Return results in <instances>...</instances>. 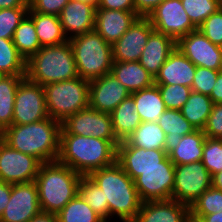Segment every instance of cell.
<instances>
[{
	"mask_svg": "<svg viewBox=\"0 0 222 222\" xmlns=\"http://www.w3.org/2000/svg\"><path fill=\"white\" fill-rule=\"evenodd\" d=\"M147 18L154 30L168 35L176 42L197 30L185 12L181 0H164Z\"/></svg>",
	"mask_w": 222,
	"mask_h": 222,
	"instance_id": "cell-11",
	"label": "cell"
},
{
	"mask_svg": "<svg viewBox=\"0 0 222 222\" xmlns=\"http://www.w3.org/2000/svg\"><path fill=\"white\" fill-rule=\"evenodd\" d=\"M48 117L43 86L24 77L15 94L12 124L25 125Z\"/></svg>",
	"mask_w": 222,
	"mask_h": 222,
	"instance_id": "cell-8",
	"label": "cell"
},
{
	"mask_svg": "<svg viewBox=\"0 0 222 222\" xmlns=\"http://www.w3.org/2000/svg\"><path fill=\"white\" fill-rule=\"evenodd\" d=\"M203 132L208 138L222 139V103L213 104Z\"/></svg>",
	"mask_w": 222,
	"mask_h": 222,
	"instance_id": "cell-44",
	"label": "cell"
},
{
	"mask_svg": "<svg viewBox=\"0 0 222 222\" xmlns=\"http://www.w3.org/2000/svg\"><path fill=\"white\" fill-rule=\"evenodd\" d=\"M185 222H206L203 218L193 215L191 212L187 215Z\"/></svg>",
	"mask_w": 222,
	"mask_h": 222,
	"instance_id": "cell-54",
	"label": "cell"
},
{
	"mask_svg": "<svg viewBox=\"0 0 222 222\" xmlns=\"http://www.w3.org/2000/svg\"><path fill=\"white\" fill-rule=\"evenodd\" d=\"M41 212L35 181L12 184L10 200L0 222H29Z\"/></svg>",
	"mask_w": 222,
	"mask_h": 222,
	"instance_id": "cell-14",
	"label": "cell"
},
{
	"mask_svg": "<svg viewBox=\"0 0 222 222\" xmlns=\"http://www.w3.org/2000/svg\"><path fill=\"white\" fill-rule=\"evenodd\" d=\"M29 7L28 0H0V9Z\"/></svg>",
	"mask_w": 222,
	"mask_h": 222,
	"instance_id": "cell-50",
	"label": "cell"
},
{
	"mask_svg": "<svg viewBox=\"0 0 222 222\" xmlns=\"http://www.w3.org/2000/svg\"><path fill=\"white\" fill-rule=\"evenodd\" d=\"M175 48L176 41L173 38L153 30L138 61L155 78Z\"/></svg>",
	"mask_w": 222,
	"mask_h": 222,
	"instance_id": "cell-23",
	"label": "cell"
},
{
	"mask_svg": "<svg viewBox=\"0 0 222 222\" xmlns=\"http://www.w3.org/2000/svg\"><path fill=\"white\" fill-rule=\"evenodd\" d=\"M0 72L3 75H26V61L12 39L0 38Z\"/></svg>",
	"mask_w": 222,
	"mask_h": 222,
	"instance_id": "cell-35",
	"label": "cell"
},
{
	"mask_svg": "<svg viewBox=\"0 0 222 222\" xmlns=\"http://www.w3.org/2000/svg\"><path fill=\"white\" fill-rule=\"evenodd\" d=\"M165 136L157 122H142L126 141L133 147L164 150Z\"/></svg>",
	"mask_w": 222,
	"mask_h": 222,
	"instance_id": "cell-32",
	"label": "cell"
},
{
	"mask_svg": "<svg viewBox=\"0 0 222 222\" xmlns=\"http://www.w3.org/2000/svg\"><path fill=\"white\" fill-rule=\"evenodd\" d=\"M4 75L0 72V79L3 77Z\"/></svg>",
	"mask_w": 222,
	"mask_h": 222,
	"instance_id": "cell-58",
	"label": "cell"
},
{
	"mask_svg": "<svg viewBox=\"0 0 222 222\" xmlns=\"http://www.w3.org/2000/svg\"><path fill=\"white\" fill-rule=\"evenodd\" d=\"M213 104L222 103V72L219 71L215 85L209 96Z\"/></svg>",
	"mask_w": 222,
	"mask_h": 222,
	"instance_id": "cell-49",
	"label": "cell"
},
{
	"mask_svg": "<svg viewBox=\"0 0 222 222\" xmlns=\"http://www.w3.org/2000/svg\"><path fill=\"white\" fill-rule=\"evenodd\" d=\"M29 7L0 9V38L13 39L14 31L28 14Z\"/></svg>",
	"mask_w": 222,
	"mask_h": 222,
	"instance_id": "cell-39",
	"label": "cell"
},
{
	"mask_svg": "<svg viewBox=\"0 0 222 222\" xmlns=\"http://www.w3.org/2000/svg\"><path fill=\"white\" fill-rule=\"evenodd\" d=\"M203 219L206 222H222V211L217 212V213H212L205 215Z\"/></svg>",
	"mask_w": 222,
	"mask_h": 222,
	"instance_id": "cell-52",
	"label": "cell"
},
{
	"mask_svg": "<svg viewBox=\"0 0 222 222\" xmlns=\"http://www.w3.org/2000/svg\"><path fill=\"white\" fill-rule=\"evenodd\" d=\"M157 123L166 135L164 151L167 154L178 146L182 136L195 131V128L183 117L180 110L166 109Z\"/></svg>",
	"mask_w": 222,
	"mask_h": 222,
	"instance_id": "cell-25",
	"label": "cell"
},
{
	"mask_svg": "<svg viewBox=\"0 0 222 222\" xmlns=\"http://www.w3.org/2000/svg\"><path fill=\"white\" fill-rule=\"evenodd\" d=\"M12 41L26 62L41 48L35 25L28 15L15 29Z\"/></svg>",
	"mask_w": 222,
	"mask_h": 222,
	"instance_id": "cell-33",
	"label": "cell"
},
{
	"mask_svg": "<svg viewBox=\"0 0 222 222\" xmlns=\"http://www.w3.org/2000/svg\"><path fill=\"white\" fill-rule=\"evenodd\" d=\"M142 122H157L167 109L157 85L131 93Z\"/></svg>",
	"mask_w": 222,
	"mask_h": 222,
	"instance_id": "cell-29",
	"label": "cell"
},
{
	"mask_svg": "<svg viewBox=\"0 0 222 222\" xmlns=\"http://www.w3.org/2000/svg\"><path fill=\"white\" fill-rule=\"evenodd\" d=\"M218 73L219 71L197 66L191 86L192 91L210 96Z\"/></svg>",
	"mask_w": 222,
	"mask_h": 222,
	"instance_id": "cell-43",
	"label": "cell"
},
{
	"mask_svg": "<svg viewBox=\"0 0 222 222\" xmlns=\"http://www.w3.org/2000/svg\"><path fill=\"white\" fill-rule=\"evenodd\" d=\"M116 156L117 148L109 140L69 134L61 128L58 161L80 175L113 165Z\"/></svg>",
	"mask_w": 222,
	"mask_h": 222,
	"instance_id": "cell-2",
	"label": "cell"
},
{
	"mask_svg": "<svg viewBox=\"0 0 222 222\" xmlns=\"http://www.w3.org/2000/svg\"><path fill=\"white\" fill-rule=\"evenodd\" d=\"M27 15L33 20L41 47L60 45L69 41L59 16L39 12H28Z\"/></svg>",
	"mask_w": 222,
	"mask_h": 222,
	"instance_id": "cell-26",
	"label": "cell"
},
{
	"mask_svg": "<svg viewBox=\"0 0 222 222\" xmlns=\"http://www.w3.org/2000/svg\"><path fill=\"white\" fill-rule=\"evenodd\" d=\"M81 178L58 160L42 163L35 179L41 212L59 213L78 195Z\"/></svg>",
	"mask_w": 222,
	"mask_h": 222,
	"instance_id": "cell-4",
	"label": "cell"
},
{
	"mask_svg": "<svg viewBox=\"0 0 222 222\" xmlns=\"http://www.w3.org/2000/svg\"><path fill=\"white\" fill-rule=\"evenodd\" d=\"M138 17L136 12L96 8L94 30L106 42L113 44Z\"/></svg>",
	"mask_w": 222,
	"mask_h": 222,
	"instance_id": "cell-21",
	"label": "cell"
},
{
	"mask_svg": "<svg viewBox=\"0 0 222 222\" xmlns=\"http://www.w3.org/2000/svg\"><path fill=\"white\" fill-rule=\"evenodd\" d=\"M89 83L78 76L44 85L49 117L63 123L72 114L89 107Z\"/></svg>",
	"mask_w": 222,
	"mask_h": 222,
	"instance_id": "cell-7",
	"label": "cell"
},
{
	"mask_svg": "<svg viewBox=\"0 0 222 222\" xmlns=\"http://www.w3.org/2000/svg\"><path fill=\"white\" fill-rule=\"evenodd\" d=\"M212 187L222 190V171L212 176Z\"/></svg>",
	"mask_w": 222,
	"mask_h": 222,
	"instance_id": "cell-53",
	"label": "cell"
},
{
	"mask_svg": "<svg viewBox=\"0 0 222 222\" xmlns=\"http://www.w3.org/2000/svg\"><path fill=\"white\" fill-rule=\"evenodd\" d=\"M212 177L201 161L175 166L172 199L191 206L212 186Z\"/></svg>",
	"mask_w": 222,
	"mask_h": 222,
	"instance_id": "cell-9",
	"label": "cell"
},
{
	"mask_svg": "<svg viewBox=\"0 0 222 222\" xmlns=\"http://www.w3.org/2000/svg\"><path fill=\"white\" fill-rule=\"evenodd\" d=\"M11 191L12 184L0 180V217L10 200Z\"/></svg>",
	"mask_w": 222,
	"mask_h": 222,
	"instance_id": "cell-48",
	"label": "cell"
},
{
	"mask_svg": "<svg viewBox=\"0 0 222 222\" xmlns=\"http://www.w3.org/2000/svg\"><path fill=\"white\" fill-rule=\"evenodd\" d=\"M29 222H59L57 214H51L46 212H40L33 217Z\"/></svg>",
	"mask_w": 222,
	"mask_h": 222,
	"instance_id": "cell-51",
	"label": "cell"
},
{
	"mask_svg": "<svg viewBox=\"0 0 222 222\" xmlns=\"http://www.w3.org/2000/svg\"><path fill=\"white\" fill-rule=\"evenodd\" d=\"M164 0H134L135 12L139 17H148Z\"/></svg>",
	"mask_w": 222,
	"mask_h": 222,
	"instance_id": "cell-47",
	"label": "cell"
},
{
	"mask_svg": "<svg viewBox=\"0 0 222 222\" xmlns=\"http://www.w3.org/2000/svg\"><path fill=\"white\" fill-rule=\"evenodd\" d=\"M88 177L103 190V195L109 204V220L116 215L122 222H132L136 218L142 201L138 196L134 180L117 162L92 171Z\"/></svg>",
	"mask_w": 222,
	"mask_h": 222,
	"instance_id": "cell-3",
	"label": "cell"
},
{
	"mask_svg": "<svg viewBox=\"0 0 222 222\" xmlns=\"http://www.w3.org/2000/svg\"><path fill=\"white\" fill-rule=\"evenodd\" d=\"M78 195L105 222H109V204L107 199H105V196L103 195V190L88 176H82L79 183Z\"/></svg>",
	"mask_w": 222,
	"mask_h": 222,
	"instance_id": "cell-34",
	"label": "cell"
},
{
	"mask_svg": "<svg viewBox=\"0 0 222 222\" xmlns=\"http://www.w3.org/2000/svg\"><path fill=\"white\" fill-rule=\"evenodd\" d=\"M42 163L0 139V180L10 184L35 181Z\"/></svg>",
	"mask_w": 222,
	"mask_h": 222,
	"instance_id": "cell-13",
	"label": "cell"
},
{
	"mask_svg": "<svg viewBox=\"0 0 222 222\" xmlns=\"http://www.w3.org/2000/svg\"><path fill=\"white\" fill-rule=\"evenodd\" d=\"M74 53L78 76L92 81L111 72L112 44L95 30L69 39Z\"/></svg>",
	"mask_w": 222,
	"mask_h": 222,
	"instance_id": "cell-6",
	"label": "cell"
},
{
	"mask_svg": "<svg viewBox=\"0 0 222 222\" xmlns=\"http://www.w3.org/2000/svg\"><path fill=\"white\" fill-rule=\"evenodd\" d=\"M167 109L180 110L186 103L192 89L184 85H157Z\"/></svg>",
	"mask_w": 222,
	"mask_h": 222,
	"instance_id": "cell-41",
	"label": "cell"
},
{
	"mask_svg": "<svg viewBox=\"0 0 222 222\" xmlns=\"http://www.w3.org/2000/svg\"><path fill=\"white\" fill-rule=\"evenodd\" d=\"M220 6L222 7V0H219Z\"/></svg>",
	"mask_w": 222,
	"mask_h": 222,
	"instance_id": "cell-57",
	"label": "cell"
},
{
	"mask_svg": "<svg viewBox=\"0 0 222 222\" xmlns=\"http://www.w3.org/2000/svg\"><path fill=\"white\" fill-rule=\"evenodd\" d=\"M201 162L211 177L222 171V139L205 138Z\"/></svg>",
	"mask_w": 222,
	"mask_h": 222,
	"instance_id": "cell-40",
	"label": "cell"
},
{
	"mask_svg": "<svg viewBox=\"0 0 222 222\" xmlns=\"http://www.w3.org/2000/svg\"><path fill=\"white\" fill-rule=\"evenodd\" d=\"M197 29L212 43L222 47V7L204 20Z\"/></svg>",
	"mask_w": 222,
	"mask_h": 222,
	"instance_id": "cell-42",
	"label": "cell"
},
{
	"mask_svg": "<svg viewBox=\"0 0 222 222\" xmlns=\"http://www.w3.org/2000/svg\"><path fill=\"white\" fill-rule=\"evenodd\" d=\"M70 0H28V12L53 14L59 16L64 6Z\"/></svg>",
	"mask_w": 222,
	"mask_h": 222,
	"instance_id": "cell-45",
	"label": "cell"
},
{
	"mask_svg": "<svg viewBox=\"0 0 222 222\" xmlns=\"http://www.w3.org/2000/svg\"><path fill=\"white\" fill-rule=\"evenodd\" d=\"M26 75H4L0 79V134L12 125L15 94Z\"/></svg>",
	"mask_w": 222,
	"mask_h": 222,
	"instance_id": "cell-31",
	"label": "cell"
},
{
	"mask_svg": "<svg viewBox=\"0 0 222 222\" xmlns=\"http://www.w3.org/2000/svg\"><path fill=\"white\" fill-rule=\"evenodd\" d=\"M62 123L48 117L41 121L11 125L1 139L11 148L37 158L41 163L58 160Z\"/></svg>",
	"mask_w": 222,
	"mask_h": 222,
	"instance_id": "cell-1",
	"label": "cell"
},
{
	"mask_svg": "<svg viewBox=\"0 0 222 222\" xmlns=\"http://www.w3.org/2000/svg\"><path fill=\"white\" fill-rule=\"evenodd\" d=\"M212 107L213 102L208 95L192 91L180 111L195 130H203Z\"/></svg>",
	"mask_w": 222,
	"mask_h": 222,
	"instance_id": "cell-30",
	"label": "cell"
},
{
	"mask_svg": "<svg viewBox=\"0 0 222 222\" xmlns=\"http://www.w3.org/2000/svg\"><path fill=\"white\" fill-rule=\"evenodd\" d=\"M153 30L147 17H138L131 27L112 44L113 61H138Z\"/></svg>",
	"mask_w": 222,
	"mask_h": 222,
	"instance_id": "cell-17",
	"label": "cell"
},
{
	"mask_svg": "<svg viewBox=\"0 0 222 222\" xmlns=\"http://www.w3.org/2000/svg\"><path fill=\"white\" fill-rule=\"evenodd\" d=\"M96 7L78 0H70L59 18L68 39L94 30ZM69 36H68V34Z\"/></svg>",
	"mask_w": 222,
	"mask_h": 222,
	"instance_id": "cell-19",
	"label": "cell"
},
{
	"mask_svg": "<svg viewBox=\"0 0 222 222\" xmlns=\"http://www.w3.org/2000/svg\"><path fill=\"white\" fill-rule=\"evenodd\" d=\"M175 167H158L142 171L134 185L142 202L172 199Z\"/></svg>",
	"mask_w": 222,
	"mask_h": 222,
	"instance_id": "cell-16",
	"label": "cell"
},
{
	"mask_svg": "<svg viewBox=\"0 0 222 222\" xmlns=\"http://www.w3.org/2000/svg\"><path fill=\"white\" fill-rule=\"evenodd\" d=\"M222 72V57H221V66H220V70Z\"/></svg>",
	"mask_w": 222,
	"mask_h": 222,
	"instance_id": "cell-56",
	"label": "cell"
},
{
	"mask_svg": "<svg viewBox=\"0 0 222 222\" xmlns=\"http://www.w3.org/2000/svg\"><path fill=\"white\" fill-rule=\"evenodd\" d=\"M57 217L59 222H105L79 195L69 201Z\"/></svg>",
	"mask_w": 222,
	"mask_h": 222,
	"instance_id": "cell-36",
	"label": "cell"
},
{
	"mask_svg": "<svg viewBox=\"0 0 222 222\" xmlns=\"http://www.w3.org/2000/svg\"><path fill=\"white\" fill-rule=\"evenodd\" d=\"M97 8L135 12L134 0H100Z\"/></svg>",
	"mask_w": 222,
	"mask_h": 222,
	"instance_id": "cell-46",
	"label": "cell"
},
{
	"mask_svg": "<svg viewBox=\"0 0 222 222\" xmlns=\"http://www.w3.org/2000/svg\"><path fill=\"white\" fill-rule=\"evenodd\" d=\"M130 92L111 73L89 83V107L104 113H111Z\"/></svg>",
	"mask_w": 222,
	"mask_h": 222,
	"instance_id": "cell-18",
	"label": "cell"
},
{
	"mask_svg": "<svg viewBox=\"0 0 222 222\" xmlns=\"http://www.w3.org/2000/svg\"><path fill=\"white\" fill-rule=\"evenodd\" d=\"M26 77L42 86L77 78L78 73L70 42L41 47L26 62Z\"/></svg>",
	"mask_w": 222,
	"mask_h": 222,
	"instance_id": "cell-5",
	"label": "cell"
},
{
	"mask_svg": "<svg viewBox=\"0 0 222 222\" xmlns=\"http://www.w3.org/2000/svg\"><path fill=\"white\" fill-rule=\"evenodd\" d=\"M196 66L176 47L155 77V85L192 86Z\"/></svg>",
	"mask_w": 222,
	"mask_h": 222,
	"instance_id": "cell-22",
	"label": "cell"
},
{
	"mask_svg": "<svg viewBox=\"0 0 222 222\" xmlns=\"http://www.w3.org/2000/svg\"><path fill=\"white\" fill-rule=\"evenodd\" d=\"M176 47L197 67L220 70L222 47L212 43L198 29L181 37Z\"/></svg>",
	"mask_w": 222,
	"mask_h": 222,
	"instance_id": "cell-15",
	"label": "cell"
},
{
	"mask_svg": "<svg viewBox=\"0 0 222 222\" xmlns=\"http://www.w3.org/2000/svg\"><path fill=\"white\" fill-rule=\"evenodd\" d=\"M181 2L196 28L221 7L219 0H181Z\"/></svg>",
	"mask_w": 222,
	"mask_h": 222,
	"instance_id": "cell-38",
	"label": "cell"
},
{
	"mask_svg": "<svg viewBox=\"0 0 222 222\" xmlns=\"http://www.w3.org/2000/svg\"><path fill=\"white\" fill-rule=\"evenodd\" d=\"M62 127L69 134L109 140L116 148L120 143L113 130L111 115L91 107L69 116L62 123Z\"/></svg>",
	"mask_w": 222,
	"mask_h": 222,
	"instance_id": "cell-10",
	"label": "cell"
},
{
	"mask_svg": "<svg viewBox=\"0 0 222 222\" xmlns=\"http://www.w3.org/2000/svg\"><path fill=\"white\" fill-rule=\"evenodd\" d=\"M222 211V190L210 187L204 191L190 206V212L200 218Z\"/></svg>",
	"mask_w": 222,
	"mask_h": 222,
	"instance_id": "cell-37",
	"label": "cell"
},
{
	"mask_svg": "<svg viewBox=\"0 0 222 222\" xmlns=\"http://www.w3.org/2000/svg\"><path fill=\"white\" fill-rule=\"evenodd\" d=\"M190 206L174 199L144 201L132 222H185Z\"/></svg>",
	"mask_w": 222,
	"mask_h": 222,
	"instance_id": "cell-20",
	"label": "cell"
},
{
	"mask_svg": "<svg viewBox=\"0 0 222 222\" xmlns=\"http://www.w3.org/2000/svg\"><path fill=\"white\" fill-rule=\"evenodd\" d=\"M116 162L132 180L145 169L175 167L164 150L133 147L126 140L117 145Z\"/></svg>",
	"mask_w": 222,
	"mask_h": 222,
	"instance_id": "cell-12",
	"label": "cell"
},
{
	"mask_svg": "<svg viewBox=\"0 0 222 222\" xmlns=\"http://www.w3.org/2000/svg\"><path fill=\"white\" fill-rule=\"evenodd\" d=\"M118 81L131 93L149 88L155 84V78L136 62L113 61L111 72Z\"/></svg>",
	"mask_w": 222,
	"mask_h": 222,
	"instance_id": "cell-24",
	"label": "cell"
},
{
	"mask_svg": "<svg viewBox=\"0 0 222 222\" xmlns=\"http://www.w3.org/2000/svg\"><path fill=\"white\" fill-rule=\"evenodd\" d=\"M78 1H82L87 4H91V5L95 6L96 8L98 7L99 2H100V0H78Z\"/></svg>",
	"mask_w": 222,
	"mask_h": 222,
	"instance_id": "cell-55",
	"label": "cell"
},
{
	"mask_svg": "<svg viewBox=\"0 0 222 222\" xmlns=\"http://www.w3.org/2000/svg\"><path fill=\"white\" fill-rule=\"evenodd\" d=\"M205 138L203 130H195L182 136L178 146L167 154L170 161L175 166L201 161Z\"/></svg>",
	"mask_w": 222,
	"mask_h": 222,
	"instance_id": "cell-28",
	"label": "cell"
},
{
	"mask_svg": "<svg viewBox=\"0 0 222 222\" xmlns=\"http://www.w3.org/2000/svg\"><path fill=\"white\" fill-rule=\"evenodd\" d=\"M113 130L117 139L125 141L142 123L135 109L133 96L126 97L111 113Z\"/></svg>",
	"mask_w": 222,
	"mask_h": 222,
	"instance_id": "cell-27",
	"label": "cell"
}]
</instances>
